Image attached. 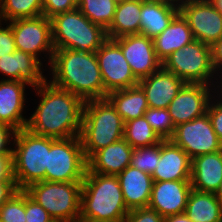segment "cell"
Here are the masks:
<instances>
[{"label":"cell","instance_id":"cell-1","mask_svg":"<svg viewBox=\"0 0 222 222\" xmlns=\"http://www.w3.org/2000/svg\"><path fill=\"white\" fill-rule=\"evenodd\" d=\"M48 81L34 88L41 101L25 128L33 134L54 139L80 136L85 101Z\"/></svg>","mask_w":222,"mask_h":222},{"label":"cell","instance_id":"cell-2","mask_svg":"<svg viewBox=\"0 0 222 222\" xmlns=\"http://www.w3.org/2000/svg\"><path fill=\"white\" fill-rule=\"evenodd\" d=\"M56 87L80 96L84 101L104 99V85L95 52L54 50L50 63Z\"/></svg>","mask_w":222,"mask_h":222},{"label":"cell","instance_id":"cell-3","mask_svg":"<svg viewBox=\"0 0 222 222\" xmlns=\"http://www.w3.org/2000/svg\"><path fill=\"white\" fill-rule=\"evenodd\" d=\"M129 210L117 176L86 172L80 217L93 222H123Z\"/></svg>","mask_w":222,"mask_h":222},{"label":"cell","instance_id":"cell-4","mask_svg":"<svg viewBox=\"0 0 222 222\" xmlns=\"http://www.w3.org/2000/svg\"><path fill=\"white\" fill-rule=\"evenodd\" d=\"M124 121L107 99H91L84 103L80 139L85 158L121 140Z\"/></svg>","mask_w":222,"mask_h":222},{"label":"cell","instance_id":"cell-5","mask_svg":"<svg viewBox=\"0 0 222 222\" xmlns=\"http://www.w3.org/2000/svg\"><path fill=\"white\" fill-rule=\"evenodd\" d=\"M50 20L54 50L96 52L108 39L106 30L92 23L78 8L58 14Z\"/></svg>","mask_w":222,"mask_h":222},{"label":"cell","instance_id":"cell-6","mask_svg":"<svg viewBox=\"0 0 222 222\" xmlns=\"http://www.w3.org/2000/svg\"><path fill=\"white\" fill-rule=\"evenodd\" d=\"M13 140L16 147L12 151V172L18 190L45 181L50 137L33 134L24 128L16 131Z\"/></svg>","mask_w":222,"mask_h":222},{"label":"cell","instance_id":"cell-7","mask_svg":"<svg viewBox=\"0 0 222 222\" xmlns=\"http://www.w3.org/2000/svg\"><path fill=\"white\" fill-rule=\"evenodd\" d=\"M24 191L55 222H74L80 217L82 182L39 181L29 185Z\"/></svg>","mask_w":222,"mask_h":222},{"label":"cell","instance_id":"cell-8","mask_svg":"<svg viewBox=\"0 0 222 222\" xmlns=\"http://www.w3.org/2000/svg\"><path fill=\"white\" fill-rule=\"evenodd\" d=\"M45 168V181L83 182L87 159L80 136L66 139L50 137V150Z\"/></svg>","mask_w":222,"mask_h":222},{"label":"cell","instance_id":"cell-9","mask_svg":"<svg viewBox=\"0 0 222 222\" xmlns=\"http://www.w3.org/2000/svg\"><path fill=\"white\" fill-rule=\"evenodd\" d=\"M162 67L166 71L174 73L185 83L209 85L215 74L211 46L196 39L170 54L162 62Z\"/></svg>","mask_w":222,"mask_h":222},{"label":"cell","instance_id":"cell-10","mask_svg":"<svg viewBox=\"0 0 222 222\" xmlns=\"http://www.w3.org/2000/svg\"><path fill=\"white\" fill-rule=\"evenodd\" d=\"M170 140L182 148L191 159L222 150V143L207 113L202 117L177 125Z\"/></svg>","mask_w":222,"mask_h":222},{"label":"cell","instance_id":"cell-11","mask_svg":"<svg viewBox=\"0 0 222 222\" xmlns=\"http://www.w3.org/2000/svg\"><path fill=\"white\" fill-rule=\"evenodd\" d=\"M9 23L17 50L29 53L37 59L41 52H48V63H51L54 47L50 19L40 15L33 18L15 19Z\"/></svg>","mask_w":222,"mask_h":222},{"label":"cell","instance_id":"cell-12","mask_svg":"<svg viewBox=\"0 0 222 222\" xmlns=\"http://www.w3.org/2000/svg\"><path fill=\"white\" fill-rule=\"evenodd\" d=\"M95 53L103 80L104 98L112 91L138 85L139 80L113 39H107Z\"/></svg>","mask_w":222,"mask_h":222},{"label":"cell","instance_id":"cell-13","mask_svg":"<svg viewBox=\"0 0 222 222\" xmlns=\"http://www.w3.org/2000/svg\"><path fill=\"white\" fill-rule=\"evenodd\" d=\"M179 12L196 40L212 46L222 37V13L210 0H182Z\"/></svg>","mask_w":222,"mask_h":222},{"label":"cell","instance_id":"cell-14","mask_svg":"<svg viewBox=\"0 0 222 222\" xmlns=\"http://www.w3.org/2000/svg\"><path fill=\"white\" fill-rule=\"evenodd\" d=\"M113 40L120 46L138 80L150 76L162 67V62L155 53L153 39L142 34H133Z\"/></svg>","mask_w":222,"mask_h":222},{"label":"cell","instance_id":"cell-15","mask_svg":"<svg viewBox=\"0 0 222 222\" xmlns=\"http://www.w3.org/2000/svg\"><path fill=\"white\" fill-rule=\"evenodd\" d=\"M209 87L200 83L184 84L167 108L175 127L207 113L209 102L214 98Z\"/></svg>","mask_w":222,"mask_h":222},{"label":"cell","instance_id":"cell-16","mask_svg":"<svg viewBox=\"0 0 222 222\" xmlns=\"http://www.w3.org/2000/svg\"><path fill=\"white\" fill-rule=\"evenodd\" d=\"M191 190L190 180L154 181L148 207L164 218L183 214Z\"/></svg>","mask_w":222,"mask_h":222},{"label":"cell","instance_id":"cell-17","mask_svg":"<svg viewBox=\"0 0 222 222\" xmlns=\"http://www.w3.org/2000/svg\"><path fill=\"white\" fill-rule=\"evenodd\" d=\"M184 84L181 78L163 67L138 82L150 108H168Z\"/></svg>","mask_w":222,"mask_h":222},{"label":"cell","instance_id":"cell-18","mask_svg":"<svg viewBox=\"0 0 222 222\" xmlns=\"http://www.w3.org/2000/svg\"><path fill=\"white\" fill-rule=\"evenodd\" d=\"M192 159L171 140L160 143V159L151 175L153 181L190 180Z\"/></svg>","mask_w":222,"mask_h":222},{"label":"cell","instance_id":"cell-19","mask_svg":"<svg viewBox=\"0 0 222 222\" xmlns=\"http://www.w3.org/2000/svg\"><path fill=\"white\" fill-rule=\"evenodd\" d=\"M41 66L43 65L39 59L17 49L12 54L0 57V72L9 76L7 80L21 81L34 88L46 80Z\"/></svg>","mask_w":222,"mask_h":222},{"label":"cell","instance_id":"cell-20","mask_svg":"<svg viewBox=\"0 0 222 222\" xmlns=\"http://www.w3.org/2000/svg\"><path fill=\"white\" fill-rule=\"evenodd\" d=\"M133 149L122 138L93 153L87 159L86 172L117 176L130 165Z\"/></svg>","mask_w":222,"mask_h":222},{"label":"cell","instance_id":"cell-21","mask_svg":"<svg viewBox=\"0 0 222 222\" xmlns=\"http://www.w3.org/2000/svg\"><path fill=\"white\" fill-rule=\"evenodd\" d=\"M25 85L27 84L16 80L0 81V122L16 131L24 129L28 120L22 116Z\"/></svg>","mask_w":222,"mask_h":222},{"label":"cell","instance_id":"cell-22","mask_svg":"<svg viewBox=\"0 0 222 222\" xmlns=\"http://www.w3.org/2000/svg\"><path fill=\"white\" fill-rule=\"evenodd\" d=\"M117 178L129 211L148 207L154 182L151 174L129 165Z\"/></svg>","mask_w":222,"mask_h":222},{"label":"cell","instance_id":"cell-23","mask_svg":"<svg viewBox=\"0 0 222 222\" xmlns=\"http://www.w3.org/2000/svg\"><path fill=\"white\" fill-rule=\"evenodd\" d=\"M222 181V150L192 159L190 183L192 189L215 193Z\"/></svg>","mask_w":222,"mask_h":222},{"label":"cell","instance_id":"cell-24","mask_svg":"<svg viewBox=\"0 0 222 222\" xmlns=\"http://www.w3.org/2000/svg\"><path fill=\"white\" fill-rule=\"evenodd\" d=\"M179 13V5L165 1L141 0L140 34L154 39Z\"/></svg>","mask_w":222,"mask_h":222},{"label":"cell","instance_id":"cell-25","mask_svg":"<svg viewBox=\"0 0 222 222\" xmlns=\"http://www.w3.org/2000/svg\"><path fill=\"white\" fill-rule=\"evenodd\" d=\"M194 40L187 20L179 12L168 27L153 39V45L157 58L163 62L170 54Z\"/></svg>","mask_w":222,"mask_h":222},{"label":"cell","instance_id":"cell-26","mask_svg":"<svg viewBox=\"0 0 222 222\" xmlns=\"http://www.w3.org/2000/svg\"><path fill=\"white\" fill-rule=\"evenodd\" d=\"M106 98L116 108L124 123L144 116L149 108L146 95L139 85L112 91Z\"/></svg>","mask_w":222,"mask_h":222},{"label":"cell","instance_id":"cell-27","mask_svg":"<svg viewBox=\"0 0 222 222\" xmlns=\"http://www.w3.org/2000/svg\"><path fill=\"white\" fill-rule=\"evenodd\" d=\"M141 0H126L116 5L113 21L106 29L108 39L140 34Z\"/></svg>","mask_w":222,"mask_h":222},{"label":"cell","instance_id":"cell-28","mask_svg":"<svg viewBox=\"0 0 222 222\" xmlns=\"http://www.w3.org/2000/svg\"><path fill=\"white\" fill-rule=\"evenodd\" d=\"M184 213L193 222H222V204L211 192L192 189Z\"/></svg>","mask_w":222,"mask_h":222},{"label":"cell","instance_id":"cell-29","mask_svg":"<svg viewBox=\"0 0 222 222\" xmlns=\"http://www.w3.org/2000/svg\"><path fill=\"white\" fill-rule=\"evenodd\" d=\"M123 138L132 148L150 147L163 141L144 116L125 122Z\"/></svg>","mask_w":222,"mask_h":222},{"label":"cell","instance_id":"cell-30","mask_svg":"<svg viewBox=\"0 0 222 222\" xmlns=\"http://www.w3.org/2000/svg\"><path fill=\"white\" fill-rule=\"evenodd\" d=\"M116 3L113 0H78L77 8L92 22L105 30L114 18Z\"/></svg>","mask_w":222,"mask_h":222},{"label":"cell","instance_id":"cell-31","mask_svg":"<svg viewBox=\"0 0 222 222\" xmlns=\"http://www.w3.org/2000/svg\"><path fill=\"white\" fill-rule=\"evenodd\" d=\"M43 15V0H1L2 20L12 21Z\"/></svg>","mask_w":222,"mask_h":222},{"label":"cell","instance_id":"cell-32","mask_svg":"<svg viewBox=\"0 0 222 222\" xmlns=\"http://www.w3.org/2000/svg\"><path fill=\"white\" fill-rule=\"evenodd\" d=\"M152 129L162 140H170L174 134L175 126L167 108H148L144 113Z\"/></svg>","mask_w":222,"mask_h":222},{"label":"cell","instance_id":"cell-33","mask_svg":"<svg viewBox=\"0 0 222 222\" xmlns=\"http://www.w3.org/2000/svg\"><path fill=\"white\" fill-rule=\"evenodd\" d=\"M160 159V143L150 147L133 149L130 165L143 172L153 174Z\"/></svg>","mask_w":222,"mask_h":222},{"label":"cell","instance_id":"cell-34","mask_svg":"<svg viewBox=\"0 0 222 222\" xmlns=\"http://www.w3.org/2000/svg\"><path fill=\"white\" fill-rule=\"evenodd\" d=\"M25 191L18 190L0 207V222H26Z\"/></svg>","mask_w":222,"mask_h":222},{"label":"cell","instance_id":"cell-35","mask_svg":"<svg viewBox=\"0 0 222 222\" xmlns=\"http://www.w3.org/2000/svg\"><path fill=\"white\" fill-rule=\"evenodd\" d=\"M26 222H55L51 215L25 192Z\"/></svg>","mask_w":222,"mask_h":222},{"label":"cell","instance_id":"cell-36","mask_svg":"<svg viewBox=\"0 0 222 222\" xmlns=\"http://www.w3.org/2000/svg\"><path fill=\"white\" fill-rule=\"evenodd\" d=\"M76 8V0H43V15L48 19Z\"/></svg>","mask_w":222,"mask_h":222},{"label":"cell","instance_id":"cell-37","mask_svg":"<svg viewBox=\"0 0 222 222\" xmlns=\"http://www.w3.org/2000/svg\"><path fill=\"white\" fill-rule=\"evenodd\" d=\"M123 222H165L156 210L149 207L130 210Z\"/></svg>","mask_w":222,"mask_h":222},{"label":"cell","instance_id":"cell-38","mask_svg":"<svg viewBox=\"0 0 222 222\" xmlns=\"http://www.w3.org/2000/svg\"><path fill=\"white\" fill-rule=\"evenodd\" d=\"M222 100L219 101L216 100L214 103L213 101L209 102L208 108H207V114L210 118V121L212 123L213 129L219 139V141L222 143Z\"/></svg>","mask_w":222,"mask_h":222},{"label":"cell","instance_id":"cell-39","mask_svg":"<svg viewBox=\"0 0 222 222\" xmlns=\"http://www.w3.org/2000/svg\"><path fill=\"white\" fill-rule=\"evenodd\" d=\"M15 50L16 45L10 25H7L6 28L0 26V57H4L5 54H12Z\"/></svg>","mask_w":222,"mask_h":222},{"label":"cell","instance_id":"cell-40","mask_svg":"<svg viewBox=\"0 0 222 222\" xmlns=\"http://www.w3.org/2000/svg\"><path fill=\"white\" fill-rule=\"evenodd\" d=\"M15 134L16 130L0 122V155H12L13 149L7 145L14 139Z\"/></svg>","mask_w":222,"mask_h":222},{"label":"cell","instance_id":"cell-41","mask_svg":"<svg viewBox=\"0 0 222 222\" xmlns=\"http://www.w3.org/2000/svg\"><path fill=\"white\" fill-rule=\"evenodd\" d=\"M17 191L14 180H0V207Z\"/></svg>","mask_w":222,"mask_h":222},{"label":"cell","instance_id":"cell-42","mask_svg":"<svg viewBox=\"0 0 222 222\" xmlns=\"http://www.w3.org/2000/svg\"><path fill=\"white\" fill-rule=\"evenodd\" d=\"M0 180H14L12 155H0Z\"/></svg>","mask_w":222,"mask_h":222},{"label":"cell","instance_id":"cell-43","mask_svg":"<svg viewBox=\"0 0 222 222\" xmlns=\"http://www.w3.org/2000/svg\"><path fill=\"white\" fill-rule=\"evenodd\" d=\"M211 55L213 68L219 71L222 69V37L211 46Z\"/></svg>","mask_w":222,"mask_h":222},{"label":"cell","instance_id":"cell-44","mask_svg":"<svg viewBox=\"0 0 222 222\" xmlns=\"http://www.w3.org/2000/svg\"><path fill=\"white\" fill-rule=\"evenodd\" d=\"M165 222H193L185 213L165 217Z\"/></svg>","mask_w":222,"mask_h":222},{"label":"cell","instance_id":"cell-45","mask_svg":"<svg viewBox=\"0 0 222 222\" xmlns=\"http://www.w3.org/2000/svg\"><path fill=\"white\" fill-rule=\"evenodd\" d=\"M215 196L217 197V199L221 202L222 204V181L221 184L219 185L218 189L215 191Z\"/></svg>","mask_w":222,"mask_h":222},{"label":"cell","instance_id":"cell-46","mask_svg":"<svg viewBox=\"0 0 222 222\" xmlns=\"http://www.w3.org/2000/svg\"><path fill=\"white\" fill-rule=\"evenodd\" d=\"M215 8L222 13V0H210Z\"/></svg>","mask_w":222,"mask_h":222},{"label":"cell","instance_id":"cell-47","mask_svg":"<svg viewBox=\"0 0 222 222\" xmlns=\"http://www.w3.org/2000/svg\"><path fill=\"white\" fill-rule=\"evenodd\" d=\"M154 1H165V2H169V3H174L176 2V4L179 5V3L182 1V0H154ZM180 1V2H179ZM178 2V3H177Z\"/></svg>","mask_w":222,"mask_h":222},{"label":"cell","instance_id":"cell-48","mask_svg":"<svg viewBox=\"0 0 222 222\" xmlns=\"http://www.w3.org/2000/svg\"><path fill=\"white\" fill-rule=\"evenodd\" d=\"M74 222H93V221L85 220V219L79 217V218L76 219Z\"/></svg>","mask_w":222,"mask_h":222},{"label":"cell","instance_id":"cell-49","mask_svg":"<svg viewBox=\"0 0 222 222\" xmlns=\"http://www.w3.org/2000/svg\"><path fill=\"white\" fill-rule=\"evenodd\" d=\"M116 4H120L122 2H125L126 0H113Z\"/></svg>","mask_w":222,"mask_h":222},{"label":"cell","instance_id":"cell-50","mask_svg":"<svg viewBox=\"0 0 222 222\" xmlns=\"http://www.w3.org/2000/svg\"><path fill=\"white\" fill-rule=\"evenodd\" d=\"M1 19L2 17H1V0H0V22L2 21Z\"/></svg>","mask_w":222,"mask_h":222}]
</instances>
